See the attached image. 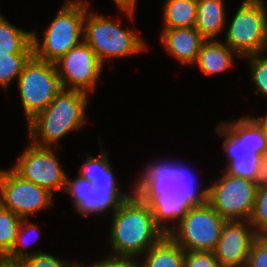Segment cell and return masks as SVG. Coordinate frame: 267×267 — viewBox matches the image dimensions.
<instances>
[{
	"mask_svg": "<svg viewBox=\"0 0 267 267\" xmlns=\"http://www.w3.org/2000/svg\"><path fill=\"white\" fill-rule=\"evenodd\" d=\"M237 140L262 155L267 150V134L262 123L255 116H242L237 120L220 122Z\"/></svg>",
	"mask_w": 267,
	"mask_h": 267,
	"instance_id": "cell-19",
	"label": "cell"
},
{
	"mask_svg": "<svg viewBox=\"0 0 267 267\" xmlns=\"http://www.w3.org/2000/svg\"><path fill=\"white\" fill-rule=\"evenodd\" d=\"M0 267H20L17 263H8L3 260H0Z\"/></svg>",
	"mask_w": 267,
	"mask_h": 267,
	"instance_id": "cell-36",
	"label": "cell"
},
{
	"mask_svg": "<svg viewBox=\"0 0 267 267\" xmlns=\"http://www.w3.org/2000/svg\"><path fill=\"white\" fill-rule=\"evenodd\" d=\"M226 157L228 162L224 171L227 174L255 181L261 162V155Z\"/></svg>",
	"mask_w": 267,
	"mask_h": 267,
	"instance_id": "cell-26",
	"label": "cell"
},
{
	"mask_svg": "<svg viewBox=\"0 0 267 267\" xmlns=\"http://www.w3.org/2000/svg\"><path fill=\"white\" fill-rule=\"evenodd\" d=\"M259 234L249 221L226 220L213 250L221 267H246L251 245Z\"/></svg>",
	"mask_w": 267,
	"mask_h": 267,
	"instance_id": "cell-14",
	"label": "cell"
},
{
	"mask_svg": "<svg viewBox=\"0 0 267 267\" xmlns=\"http://www.w3.org/2000/svg\"><path fill=\"white\" fill-rule=\"evenodd\" d=\"M111 214V256L138 259L167 235L156 224L148 203L134 193Z\"/></svg>",
	"mask_w": 267,
	"mask_h": 267,
	"instance_id": "cell-2",
	"label": "cell"
},
{
	"mask_svg": "<svg viewBox=\"0 0 267 267\" xmlns=\"http://www.w3.org/2000/svg\"><path fill=\"white\" fill-rule=\"evenodd\" d=\"M17 87L27 122L44 110L56 95L66 90L55 63L40 60L34 55L25 64Z\"/></svg>",
	"mask_w": 267,
	"mask_h": 267,
	"instance_id": "cell-6",
	"label": "cell"
},
{
	"mask_svg": "<svg viewBox=\"0 0 267 267\" xmlns=\"http://www.w3.org/2000/svg\"><path fill=\"white\" fill-rule=\"evenodd\" d=\"M208 185L207 202L225 220L249 221L258 186L255 181L227 174Z\"/></svg>",
	"mask_w": 267,
	"mask_h": 267,
	"instance_id": "cell-9",
	"label": "cell"
},
{
	"mask_svg": "<svg viewBox=\"0 0 267 267\" xmlns=\"http://www.w3.org/2000/svg\"><path fill=\"white\" fill-rule=\"evenodd\" d=\"M137 261L138 267H184V249L166 235Z\"/></svg>",
	"mask_w": 267,
	"mask_h": 267,
	"instance_id": "cell-20",
	"label": "cell"
},
{
	"mask_svg": "<svg viewBox=\"0 0 267 267\" xmlns=\"http://www.w3.org/2000/svg\"><path fill=\"white\" fill-rule=\"evenodd\" d=\"M89 95L78 90H65L27 123L29 141L41 147L53 146L70 132L84 126Z\"/></svg>",
	"mask_w": 267,
	"mask_h": 267,
	"instance_id": "cell-3",
	"label": "cell"
},
{
	"mask_svg": "<svg viewBox=\"0 0 267 267\" xmlns=\"http://www.w3.org/2000/svg\"><path fill=\"white\" fill-rule=\"evenodd\" d=\"M137 259L130 257H117L107 255L102 257L99 261L92 262L89 265H83L84 267H138Z\"/></svg>",
	"mask_w": 267,
	"mask_h": 267,
	"instance_id": "cell-33",
	"label": "cell"
},
{
	"mask_svg": "<svg viewBox=\"0 0 267 267\" xmlns=\"http://www.w3.org/2000/svg\"><path fill=\"white\" fill-rule=\"evenodd\" d=\"M53 194L37 184L27 181L11 168H0V205L22 219L51 206Z\"/></svg>",
	"mask_w": 267,
	"mask_h": 267,
	"instance_id": "cell-11",
	"label": "cell"
},
{
	"mask_svg": "<svg viewBox=\"0 0 267 267\" xmlns=\"http://www.w3.org/2000/svg\"><path fill=\"white\" fill-rule=\"evenodd\" d=\"M20 267H78L80 263L74 260L60 259L49 253L42 252L28 256L18 263Z\"/></svg>",
	"mask_w": 267,
	"mask_h": 267,
	"instance_id": "cell-29",
	"label": "cell"
},
{
	"mask_svg": "<svg viewBox=\"0 0 267 267\" xmlns=\"http://www.w3.org/2000/svg\"><path fill=\"white\" fill-rule=\"evenodd\" d=\"M249 223L259 235H264L267 232V184L258 187Z\"/></svg>",
	"mask_w": 267,
	"mask_h": 267,
	"instance_id": "cell-28",
	"label": "cell"
},
{
	"mask_svg": "<svg viewBox=\"0 0 267 267\" xmlns=\"http://www.w3.org/2000/svg\"><path fill=\"white\" fill-rule=\"evenodd\" d=\"M54 147H41L30 141L11 169L20 177L54 191L64 190L67 174L56 157Z\"/></svg>",
	"mask_w": 267,
	"mask_h": 267,
	"instance_id": "cell-10",
	"label": "cell"
},
{
	"mask_svg": "<svg viewBox=\"0 0 267 267\" xmlns=\"http://www.w3.org/2000/svg\"><path fill=\"white\" fill-rule=\"evenodd\" d=\"M198 0H165L163 6L164 29L194 27Z\"/></svg>",
	"mask_w": 267,
	"mask_h": 267,
	"instance_id": "cell-21",
	"label": "cell"
},
{
	"mask_svg": "<svg viewBox=\"0 0 267 267\" xmlns=\"http://www.w3.org/2000/svg\"><path fill=\"white\" fill-rule=\"evenodd\" d=\"M120 19L112 21L89 9L84 18V41L105 65L107 60L142 53L148 46L135 30L120 27Z\"/></svg>",
	"mask_w": 267,
	"mask_h": 267,
	"instance_id": "cell-5",
	"label": "cell"
},
{
	"mask_svg": "<svg viewBox=\"0 0 267 267\" xmlns=\"http://www.w3.org/2000/svg\"><path fill=\"white\" fill-rule=\"evenodd\" d=\"M225 221L206 202L188 210L177 225H172L168 236L184 251H213L219 241Z\"/></svg>",
	"mask_w": 267,
	"mask_h": 267,
	"instance_id": "cell-8",
	"label": "cell"
},
{
	"mask_svg": "<svg viewBox=\"0 0 267 267\" xmlns=\"http://www.w3.org/2000/svg\"><path fill=\"white\" fill-rule=\"evenodd\" d=\"M36 234L39 235V226L34 224L33 222H29L28 219H22L21 223L19 224L14 245L11 251L2 260L8 263L18 264L28 256L42 253L40 248L38 249V251H26L27 247H29L28 244L31 243V240L29 241L28 238H30L31 235ZM34 241H32V243Z\"/></svg>",
	"mask_w": 267,
	"mask_h": 267,
	"instance_id": "cell-23",
	"label": "cell"
},
{
	"mask_svg": "<svg viewBox=\"0 0 267 267\" xmlns=\"http://www.w3.org/2000/svg\"><path fill=\"white\" fill-rule=\"evenodd\" d=\"M226 12L224 0H198L194 27L205 40H217L227 26Z\"/></svg>",
	"mask_w": 267,
	"mask_h": 267,
	"instance_id": "cell-17",
	"label": "cell"
},
{
	"mask_svg": "<svg viewBox=\"0 0 267 267\" xmlns=\"http://www.w3.org/2000/svg\"><path fill=\"white\" fill-rule=\"evenodd\" d=\"M22 218L0 205V260L12 249Z\"/></svg>",
	"mask_w": 267,
	"mask_h": 267,
	"instance_id": "cell-25",
	"label": "cell"
},
{
	"mask_svg": "<svg viewBox=\"0 0 267 267\" xmlns=\"http://www.w3.org/2000/svg\"><path fill=\"white\" fill-rule=\"evenodd\" d=\"M66 90L92 93L104 68L95 52L83 40L55 62Z\"/></svg>",
	"mask_w": 267,
	"mask_h": 267,
	"instance_id": "cell-12",
	"label": "cell"
},
{
	"mask_svg": "<svg viewBox=\"0 0 267 267\" xmlns=\"http://www.w3.org/2000/svg\"><path fill=\"white\" fill-rule=\"evenodd\" d=\"M184 267H221L213 251H185Z\"/></svg>",
	"mask_w": 267,
	"mask_h": 267,
	"instance_id": "cell-32",
	"label": "cell"
},
{
	"mask_svg": "<svg viewBox=\"0 0 267 267\" xmlns=\"http://www.w3.org/2000/svg\"><path fill=\"white\" fill-rule=\"evenodd\" d=\"M216 131L224 137L223 151L227 156H251L254 151L243 144V140H237L221 123H218Z\"/></svg>",
	"mask_w": 267,
	"mask_h": 267,
	"instance_id": "cell-30",
	"label": "cell"
},
{
	"mask_svg": "<svg viewBox=\"0 0 267 267\" xmlns=\"http://www.w3.org/2000/svg\"><path fill=\"white\" fill-rule=\"evenodd\" d=\"M234 57H240L223 41L205 40L198 53L195 64L202 74L215 75L233 68Z\"/></svg>",
	"mask_w": 267,
	"mask_h": 267,
	"instance_id": "cell-16",
	"label": "cell"
},
{
	"mask_svg": "<svg viewBox=\"0 0 267 267\" xmlns=\"http://www.w3.org/2000/svg\"><path fill=\"white\" fill-rule=\"evenodd\" d=\"M264 52H267V46L265 47V49H264L263 53H264Z\"/></svg>",
	"mask_w": 267,
	"mask_h": 267,
	"instance_id": "cell-38",
	"label": "cell"
},
{
	"mask_svg": "<svg viewBox=\"0 0 267 267\" xmlns=\"http://www.w3.org/2000/svg\"><path fill=\"white\" fill-rule=\"evenodd\" d=\"M85 0H67L43 31V39L33 31V55L55 63L84 40V18L89 9Z\"/></svg>",
	"mask_w": 267,
	"mask_h": 267,
	"instance_id": "cell-4",
	"label": "cell"
},
{
	"mask_svg": "<svg viewBox=\"0 0 267 267\" xmlns=\"http://www.w3.org/2000/svg\"><path fill=\"white\" fill-rule=\"evenodd\" d=\"M158 160L147 165L131 188L148 203L156 224L168 235L169 222L177 225L188 210L207 202L208 186L200 189L190 167L180 161Z\"/></svg>",
	"mask_w": 267,
	"mask_h": 267,
	"instance_id": "cell-1",
	"label": "cell"
},
{
	"mask_svg": "<svg viewBox=\"0 0 267 267\" xmlns=\"http://www.w3.org/2000/svg\"><path fill=\"white\" fill-rule=\"evenodd\" d=\"M32 56L33 53H0V87L7 90L11 82L18 80Z\"/></svg>",
	"mask_w": 267,
	"mask_h": 267,
	"instance_id": "cell-24",
	"label": "cell"
},
{
	"mask_svg": "<svg viewBox=\"0 0 267 267\" xmlns=\"http://www.w3.org/2000/svg\"><path fill=\"white\" fill-rule=\"evenodd\" d=\"M99 157H92L86 154L83 165L78 170V175L91 182L94 188L99 190H120V185L113 174L110 159L106 150L101 147Z\"/></svg>",
	"mask_w": 267,
	"mask_h": 267,
	"instance_id": "cell-18",
	"label": "cell"
},
{
	"mask_svg": "<svg viewBox=\"0 0 267 267\" xmlns=\"http://www.w3.org/2000/svg\"><path fill=\"white\" fill-rule=\"evenodd\" d=\"M265 0H243L227 29L224 42L242 59L263 54L267 46Z\"/></svg>",
	"mask_w": 267,
	"mask_h": 267,
	"instance_id": "cell-7",
	"label": "cell"
},
{
	"mask_svg": "<svg viewBox=\"0 0 267 267\" xmlns=\"http://www.w3.org/2000/svg\"><path fill=\"white\" fill-rule=\"evenodd\" d=\"M246 267H267V238L259 235L251 245Z\"/></svg>",
	"mask_w": 267,
	"mask_h": 267,
	"instance_id": "cell-31",
	"label": "cell"
},
{
	"mask_svg": "<svg viewBox=\"0 0 267 267\" xmlns=\"http://www.w3.org/2000/svg\"><path fill=\"white\" fill-rule=\"evenodd\" d=\"M205 39L195 27L162 29L160 42L169 56L182 65H194Z\"/></svg>",
	"mask_w": 267,
	"mask_h": 267,
	"instance_id": "cell-15",
	"label": "cell"
},
{
	"mask_svg": "<svg viewBox=\"0 0 267 267\" xmlns=\"http://www.w3.org/2000/svg\"><path fill=\"white\" fill-rule=\"evenodd\" d=\"M255 182L258 187L267 184V150L261 155V162Z\"/></svg>",
	"mask_w": 267,
	"mask_h": 267,
	"instance_id": "cell-35",
	"label": "cell"
},
{
	"mask_svg": "<svg viewBox=\"0 0 267 267\" xmlns=\"http://www.w3.org/2000/svg\"><path fill=\"white\" fill-rule=\"evenodd\" d=\"M33 30L11 24L0 12V53H33Z\"/></svg>",
	"mask_w": 267,
	"mask_h": 267,
	"instance_id": "cell-22",
	"label": "cell"
},
{
	"mask_svg": "<svg viewBox=\"0 0 267 267\" xmlns=\"http://www.w3.org/2000/svg\"><path fill=\"white\" fill-rule=\"evenodd\" d=\"M264 126L265 130H266V134H267V114L262 116V117H256Z\"/></svg>",
	"mask_w": 267,
	"mask_h": 267,
	"instance_id": "cell-37",
	"label": "cell"
},
{
	"mask_svg": "<svg viewBox=\"0 0 267 267\" xmlns=\"http://www.w3.org/2000/svg\"><path fill=\"white\" fill-rule=\"evenodd\" d=\"M137 1L138 0H113L114 4H116L117 9L119 10L118 13H126L125 15H127V17H129L131 21L135 19L134 15L136 11Z\"/></svg>",
	"mask_w": 267,
	"mask_h": 267,
	"instance_id": "cell-34",
	"label": "cell"
},
{
	"mask_svg": "<svg viewBox=\"0 0 267 267\" xmlns=\"http://www.w3.org/2000/svg\"><path fill=\"white\" fill-rule=\"evenodd\" d=\"M68 176L63 191L71 196L75 212L80 213L82 217L91 214L100 216L107 214L108 210L114 213L121 203L133 194V191L124 193L122 190H99L79 175L74 180Z\"/></svg>",
	"mask_w": 267,
	"mask_h": 267,
	"instance_id": "cell-13",
	"label": "cell"
},
{
	"mask_svg": "<svg viewBox=\"0 0 267 267\" xmlns=\"http://www.w3.org/2000/svg\"><path fill=\"white\" fill-rule=\"evenodd\" d=\"M250 66V76L255 86L256 95L260 94L267 98V56L263 54L249 55L243 57Z\"/></svg>",
	"mask_w": 267,
	"mask_h": 267,
	"instance_id": "cell-27",
	"label": "cell"
}]
</instances>
